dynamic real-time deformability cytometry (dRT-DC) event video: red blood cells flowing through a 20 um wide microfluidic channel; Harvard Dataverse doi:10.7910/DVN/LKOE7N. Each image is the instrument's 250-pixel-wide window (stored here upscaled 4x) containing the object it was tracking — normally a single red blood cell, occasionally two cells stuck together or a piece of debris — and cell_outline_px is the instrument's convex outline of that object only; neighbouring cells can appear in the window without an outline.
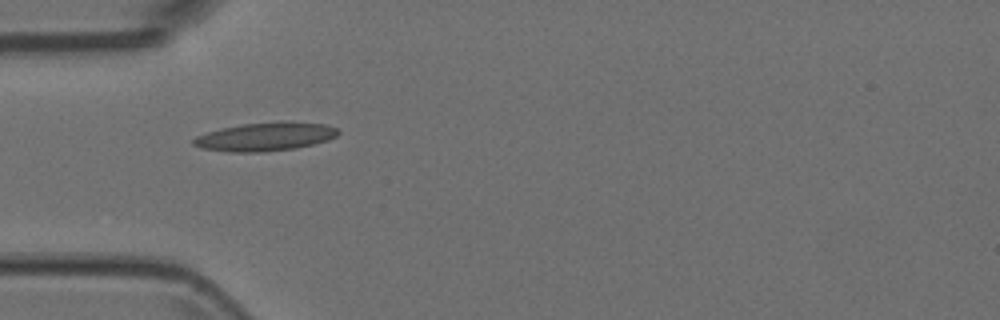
{"species": "Egyptian fruit bat (a non-hibernating species)", "species_latin": "Rousettus aegyptiacus", "temperature_condition": "room temperature", "stored_images_in_passage": 4, "camera_frame_rate_fps": 3000, "um_per_image_px": 0.085, "animal": {"sex": "female"}, "frame": {"image": 1, "passage_image": 1, "time_ms": 0.0, "image_size_px": [1000, 320], "cell_outline_px": [[340, 132], [336, 136], [328, 140], [296, 148], [264, 152], [228, 152], [200, 148], [192, 144], [192, 140], [196, 136], [220, 128], [244, 124], [324, 124], [336, 128]], "centroid_in_image_um": [22.46, 11.67], "position_along_channel_um": 62.5, "area_um2": 23.06}}
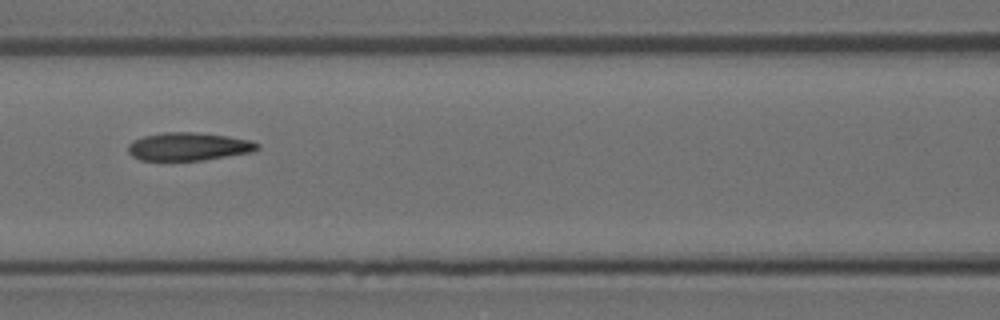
{"frame": {"image": 2, "passage_image": 3, "time_ms": 0.667, "image_size_px": [1000, 320], "cell_outline_px": [[260, 148], [252, 152], [204, 160], [140, 160], [132, 156], [128, 152], [128, 144], [132, 140], [144, 136], [160, 132], [192, 132], [228, 136], [252, 140], [260, 144]], "centroid_in_image_um": [16.03, 12.45], "position_along_channel_um": 150.6, "area_um2": 21.27}}
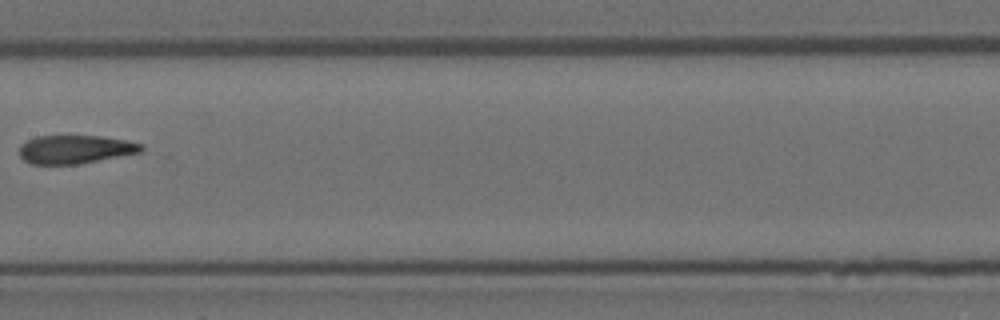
{"frame": {"image": 3, "passage_image": 4, "time_ms": 1.0, "image_size_px": [1000, 320], "cell_outline_px": [[144, 148], [140, 152], [80, 164], [32, 164], [24, 160], [20, 156], [20, 144], [36, 136], [100, 136], [124, 140], [140, 144]], "centroid_in_image_um": [6.36, 12.7], "position_along_channel_um": 201.0, "area_um2": 20.0}}